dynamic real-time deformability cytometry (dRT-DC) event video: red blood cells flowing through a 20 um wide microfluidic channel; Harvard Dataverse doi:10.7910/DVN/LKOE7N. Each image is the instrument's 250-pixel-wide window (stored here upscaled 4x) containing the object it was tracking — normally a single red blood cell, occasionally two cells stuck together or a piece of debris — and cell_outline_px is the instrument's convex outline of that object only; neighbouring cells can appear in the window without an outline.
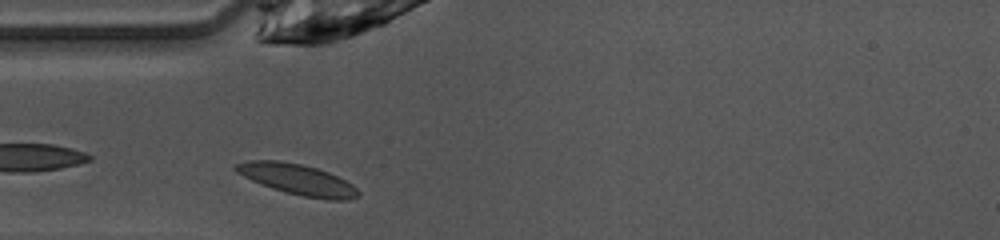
{"species": "common noctule bat (a hibernating species)", "species_latin": "Nyctalus noctula", "temperature_condition": "warm", "stored_images_in_passage": 27, "camera_frame_rate_fps": 3000, "um_per_image_px": 0.085, "animal": {"sex": "female", "body_mass_g": 10.0, "forearm_length_mm": 53.1}, "frame": {"image": 1, "passage_image": 1, "time_ms": 0.0, "image_size_px": [1000, 240], "cell_outline_px": [[360, 196], [348, 200], [328, 200], [304, 196], [272, 188], [252, 180], [236, 172], [232, 168], [236, 164], [252, 160], [280, 160], [300, 164], [316, 168], [328, 172], [352, 184], [360, 192]], "centroid_in_image_um": [25.31, 15.25], "position_along_channel_um": 59.7, "area_um2": 21.68}}
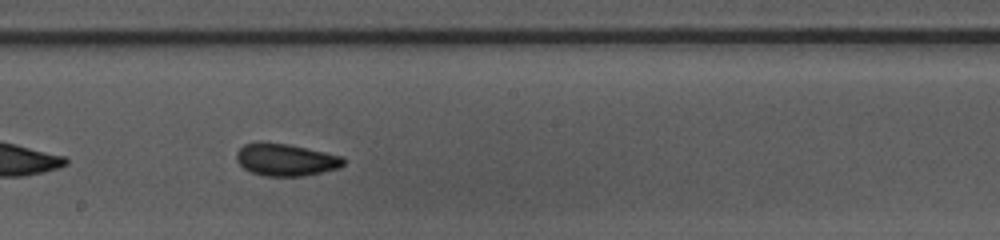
{"frame": {"image": 2, "passage_image": 13, "time_ms": 4.0, "image_size_px": [1000, 240], "cell_outline_px": [[344, 164], [340, 168], [324, 172], [304, 176], [264, 176], [252, 172], [244, 168], [236, 160], [236, 152], [244, 144], [288, 144], [344, 156]], "centroid_in_image_um": [24.35, 13.61], "position_along_channel_um": 223.9, "area_um2": 19.83}}
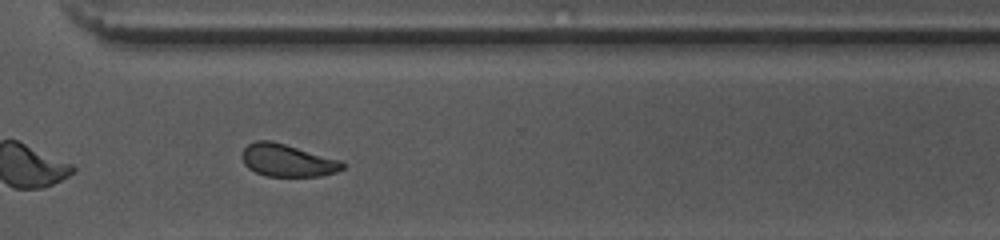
{"frame": {"image": 3, "passage_image": 22, "time_ms": 7.0, "image_size_px": [1000, 240], "cell_outline_px": [[344, 168], [336, 172], [320, 176], [268, 176], [256, 172], [248, 168], [244, 164], [240, 156], [244, 148], [248, 144], [256, 140], [272, 140], [344, 160]], "centroid_in_image_um": [24.45, 13.62], "position_along_channel_um": 346.2, "area_um2": 19.36}, "authors_computed_cell_mechanics": {"area_um2": 19.8832, "velocity_mm_per_s": 4.084, "shape_relaxation_time_tau1_ms": 6.1028, "shape_relaxation_time_tau2_ms": 4.5785, "deformation_change_tau1": 0.1452, "deformation_change_tau2": 0.0675}}